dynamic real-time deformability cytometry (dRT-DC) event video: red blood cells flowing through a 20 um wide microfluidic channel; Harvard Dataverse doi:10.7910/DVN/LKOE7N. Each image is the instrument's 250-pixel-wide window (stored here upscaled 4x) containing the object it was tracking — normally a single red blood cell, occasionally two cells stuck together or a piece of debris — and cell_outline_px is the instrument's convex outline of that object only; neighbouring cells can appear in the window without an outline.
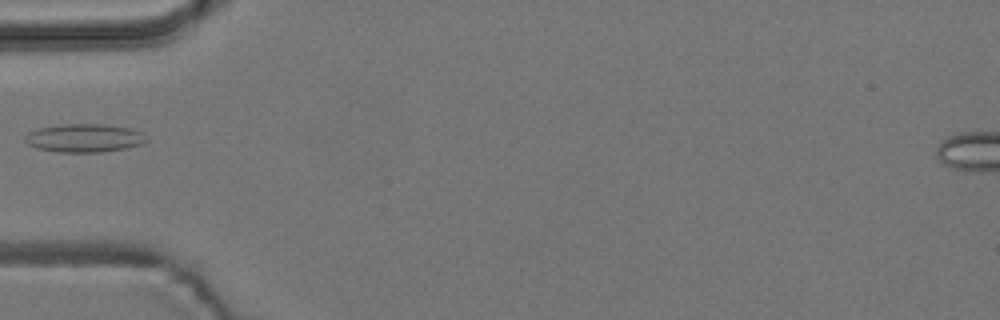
{"species": "common noctule bat (a hibernating species)", "species_latin": "Nyctalus noctula", "temperature_condition": "room temperature", "stored_images_in_passage": 7, "camera_frame_rate_fps": 3000, "um_per_image_px": 0.085, "animal": {"sex": "male", "body_mass_g": 19.2, "forearm_length_mm": 51.8}, "frame": {"image": 1, "passage_image": 5, "time_ms": 4.667, "image_size_px": [1000, 320], "cell_outline_px": [[148, 140], [140, 144], [128, 148], [100, 152], [56, 152], [36, 148], [28, 144], [24, 140], [24, 136], [28, 132], [40, 128], [60, 124], [104, 124], [132, 128], [140, 132]], "centroid_in_image_um": [7.14, 11.73], "position_along_channel_um": 77.9, "area_um2": 20.11}}
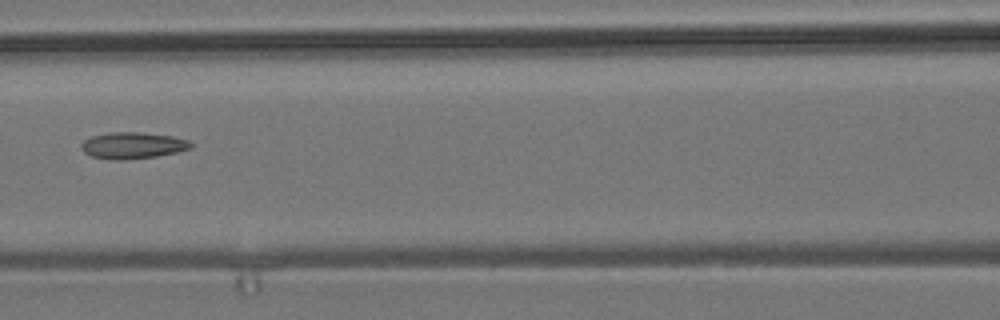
{"frame": {"image": 2, "passage_image": 7, "time_ms": 6.667, "image_size_px": [1000, 320], "cell_outline_px": [[192, 148], [176, 152], [156, 156], [120, 160], [112, 160], [92, 156], [84, 152], [80, 148], [80, 144], [84, 140], [92, 136], [112, 132], [140, 132], [172, 136], [188, 140], [192, 144]], "centroid_in_image_um": [11.26, 12.36], "position_along_channel_um": 155.3, "area_um2": 16.82}}